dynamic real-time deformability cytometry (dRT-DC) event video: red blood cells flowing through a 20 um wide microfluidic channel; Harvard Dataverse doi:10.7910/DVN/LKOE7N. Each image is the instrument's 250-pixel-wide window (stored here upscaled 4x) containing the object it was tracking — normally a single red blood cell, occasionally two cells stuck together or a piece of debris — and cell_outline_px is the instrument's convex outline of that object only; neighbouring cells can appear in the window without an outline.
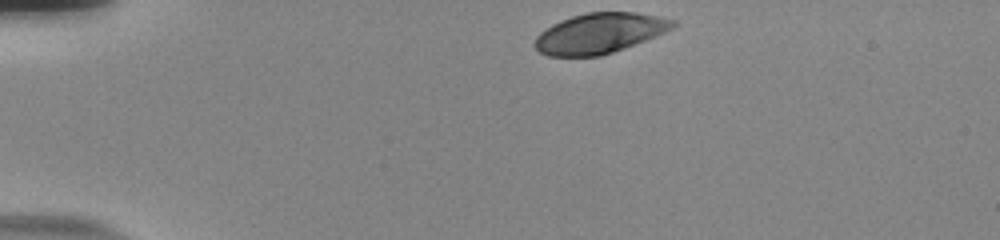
{"species": "human", "species_latin": "Homo sapiens", "temperature_condition": "room temperature", "stored_images_in_passage": 37, "camera_frame_rate_fps": 3000, "um_per_image_px": 0.085, "donor": {"sex": "male"}, "frame": {"image": 1, "passage_image": 1, "time_ms": 0.0, "image_size_px": [1000, 240], "cell_outline_px": [[676, 24], [672, 28], [664, 32], [624, 48], [600, 56], [548, 56], [540, 52], [536, 48], [536, 36], [540, 32], [552, 24], [560, 20], [572, 16], [588, 12], [636, 12], [676, 20]], "centroid_in_image_um": [50.95, 2.82], "position_along_channel_um": 34.1, "area_um2": 32.02}}
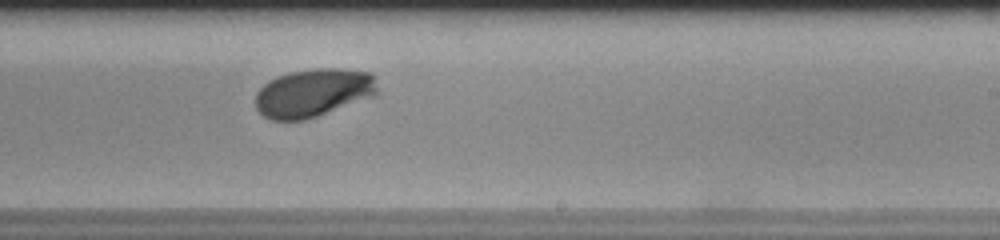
{"frame": {"image": 2, "passage_image": 25, "time_ms": 8.0, "image_size_px": [1000, 240], "cell_outline_px": [[376, 96], [304, 120], [272, 120], [264, 116], [256, 108], [256, 92], [268, 80], [276, 76], [288, 72], [312, 68], [340, 68], [372, 72], [376, 88]], "centroid_in_image_um": [26.62, 7.87], "position_along_channel_um": 262.4, "area_um2": 34.45}}
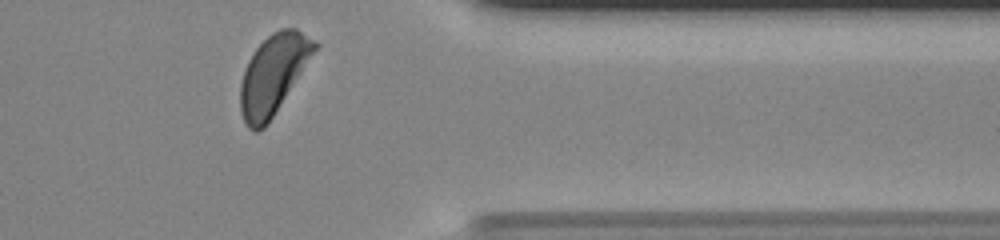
{"frame": {"image": 3, "passage_image": 36, "time_ms": 11.667, "image_size_px": [1000, 240], "cell_outline_px": [[320, 48], [268, 124], [264, 128], [256, 132], [248, 128], [240, 112], [240, 84], [248, 60], [256, 48], [272, 32], [280, 28], [296, 28], [316, 40], [320, 44]], "centroid_in_image_um": [23.28, 6.31], "position_along_channel_um": 388.1, "area_um2": 34.91}, "authors_computed_cell_mechanics": {"area_um2": 34.4488, "velocity_mm_per_s": 3.6789, "shape_relaxation_time_tau1_ms": 4.3729, "shape_relaxation_time_tau2_ms": null, "deformation_change_tau1": 0.2098, "deformation_change_tau2": null}}